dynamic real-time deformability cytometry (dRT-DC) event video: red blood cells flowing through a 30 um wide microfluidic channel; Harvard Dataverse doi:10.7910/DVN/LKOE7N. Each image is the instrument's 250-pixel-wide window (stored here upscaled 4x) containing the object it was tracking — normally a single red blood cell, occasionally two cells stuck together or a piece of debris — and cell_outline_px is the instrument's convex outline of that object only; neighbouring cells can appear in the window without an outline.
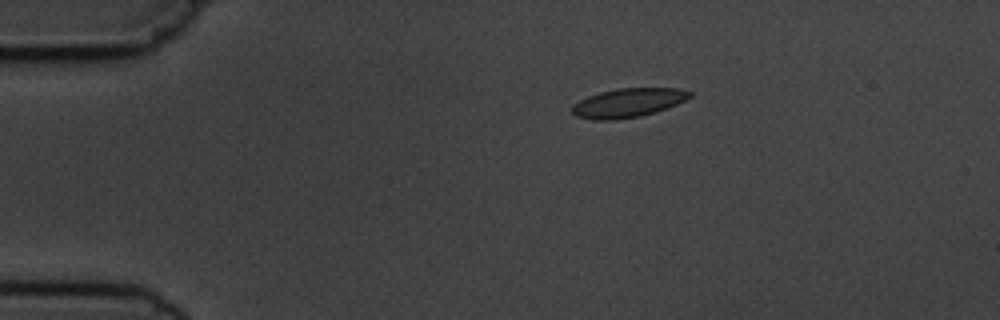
{"species": "common noctule bat (a hibernating species)", "species_latin": "Nyctalus noctula", "temperature_condition": "cold", "stored_images_in_passage": 5, "camera_frame_rate_fps": 3000, "um_per_image_px": 0.085, "animal": {"sex": "male", "body_mass_g": 19.5, "forearm_length_mm": 54.6}, "frame": {"image": 1, "passage_image": 3, "time_ms": 2.333, "image_size_px": [1000, 320], "cell_outline_px": [[692, 96], [668, 108], [640, 116], [616, 120], [592, 120], [576, 116], [572, 112], [572, 104], [588, 96], [600, 92], [616, 88], [676, 88], [692, 92]], "centroid_in_image_um": [53.36, 8.74], "position_along_channel_um": 31.6, "area_um2": 19.88}}
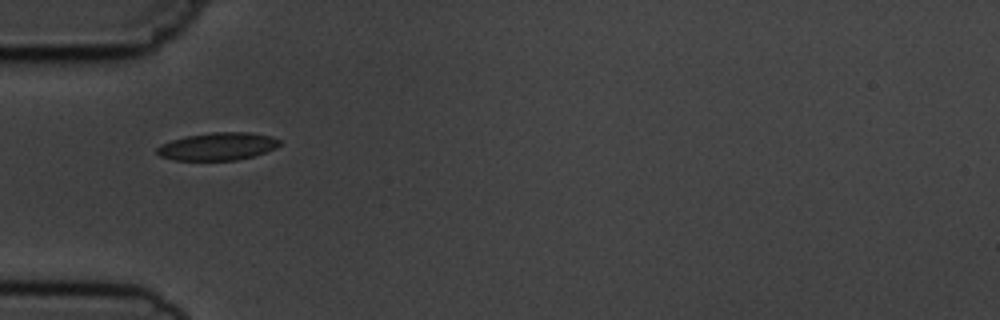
{"frame": {"image": 2, "passage_image": 5, "time_ms": 4.667, "image_size_px": [1000, 320], "cell_outline_px": [[280, 144], [276, 148], [256, 156], [236, 160], [172, 160], [160, 156], [156, 152], [156, 148], [160, 144], [184, 136], [212, 132], [252, 132], [272, 136], [280, 140]], "centroid_in_image_um": [18.51, 12.44], "position_along_channel_um": 66.5, "area_um2": 20.06}}